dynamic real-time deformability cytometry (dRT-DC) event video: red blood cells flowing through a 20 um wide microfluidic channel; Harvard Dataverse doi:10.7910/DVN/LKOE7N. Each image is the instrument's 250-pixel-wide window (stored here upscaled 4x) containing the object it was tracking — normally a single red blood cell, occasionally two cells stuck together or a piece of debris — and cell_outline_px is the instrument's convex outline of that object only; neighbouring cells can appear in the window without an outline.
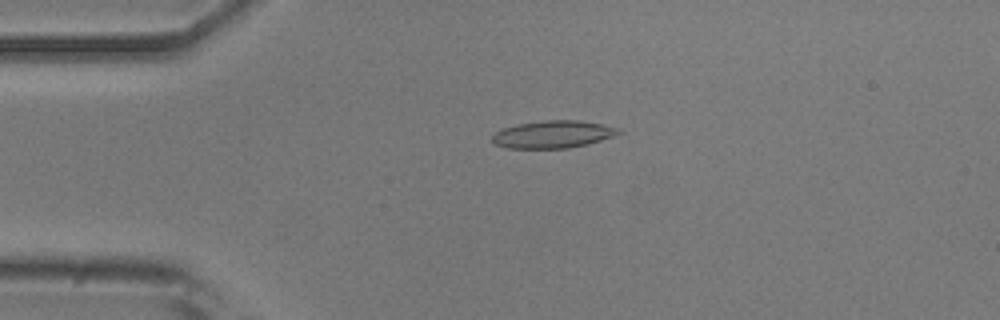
{"species": "common noctule bat (a hibernating species)", "species_latin": "Nyctalus noctula", "temperature_condition": "room temperature", "stored_images_in_passage": 5, "camera_frame_rate_fps": 3000, "um_per_image_px": 0.085, "animal": {"sex": "male", "body_mass_g": 20.5, "forearm_length_mm": 52.5}, "frame": {"image": 1, "passage_image": 4, "time_ms": 1.0, "image_size_px": [1000, 320], "cell_outline_px": [[620, 132], [612, 136], [588, 144], [568, 148], [508, 148], [496, 144], [492, 140], [492, 136], [496, 132], [504, 128], [516, 124], [544, 120], [580, 120], [600, 124], [616, 128]], "centroid_in_image_um": [46.96, 11.41], "position_along_channel_um": 38.0, "area_um2": 19.88}}